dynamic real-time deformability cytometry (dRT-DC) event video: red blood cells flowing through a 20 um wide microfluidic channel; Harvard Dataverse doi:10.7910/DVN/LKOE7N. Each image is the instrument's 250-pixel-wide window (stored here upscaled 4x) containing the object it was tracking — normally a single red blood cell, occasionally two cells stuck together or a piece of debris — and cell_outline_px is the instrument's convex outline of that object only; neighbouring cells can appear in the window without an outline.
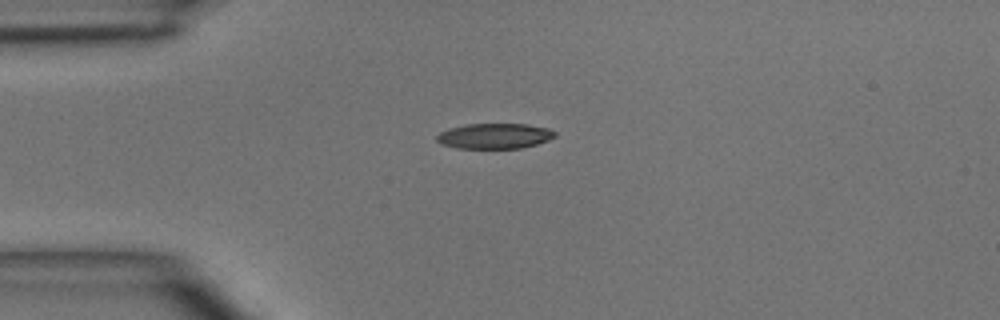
{"species": "common noctule bat (a hibernating species)", "species_latin": "Nyctalus noctula", "temperature_condition": "room temperature", "stored_images_in_passage": 5, "segment_of_instrument_passage": [2, 2], "camera_frame_rate_fps": 3000, "um_per_image_px": 0.085, "animal": {"sex": "male", "body_mass_g": 15.6}, "frame": {"image": 1, "passage_image": 5, "time_ms": 5.667, "image_size_px": [1000, 320], "cell_outline_px": [[556, 136], [548, 140], [536, 144], [520, 148], [456, 148], [440, 144], [436, 140], [436, 136], [440, 132], [448, 128], [464, 124], [528, 124], [548, 128], [556, 132]], "centroid_in_image_um": [42.01, 11.55], "position_along_channel_um": 43.0, "area_um2": 17.57}}